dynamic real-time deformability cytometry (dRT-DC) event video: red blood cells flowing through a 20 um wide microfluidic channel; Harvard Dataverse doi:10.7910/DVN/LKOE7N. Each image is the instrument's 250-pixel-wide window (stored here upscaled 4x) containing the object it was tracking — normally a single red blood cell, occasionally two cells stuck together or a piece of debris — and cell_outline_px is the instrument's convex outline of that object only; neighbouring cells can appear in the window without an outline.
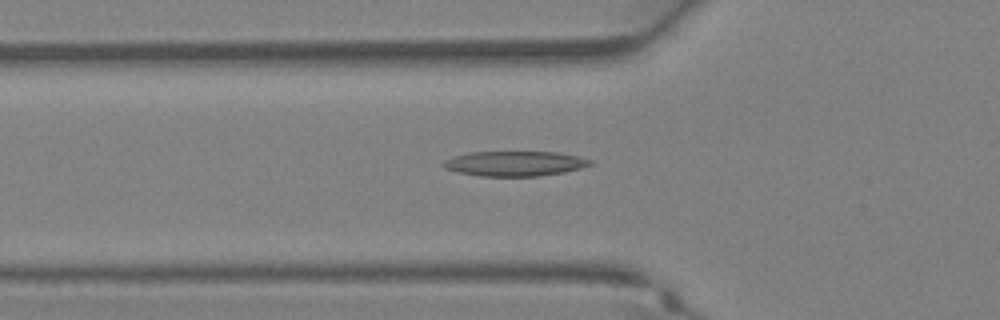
{"species": "Egyptian fruit bat (a non-hibernating species)", "species_latin": "Rousettus aegyptiacus", "temperature_condition": "warm", "stored_images_in_passage": 36, "camera_frame_rate_fps": 3000, "um_per_image_px": 0.085, "animal": {"sex": "female"}, "frame": {"image": 1, "passage_image": 12, "time_ms": 3.667, "image_size_px": [1000, 320], "cell_outline_px": [[592, 164], [580, 168], [564, 172], [540, 176], [480, 176], [456, 172], [444, 168], [440, 164], [444, 160], [452, 156], [468, 152], [556, 152], [580, 156], [592, 160]], "centroid_in_image_um": [43.71, 13.9], "position_along_channel_um": 82.1, "area_um2": 21.56}}
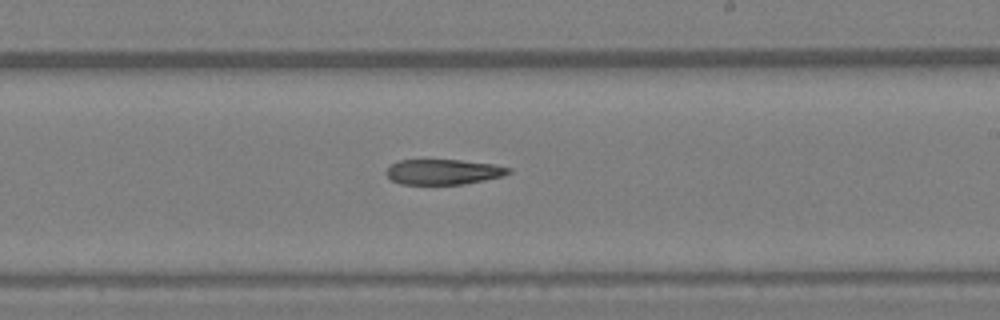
{"frame": {"image": 2, "passage_image": 21, "time_ms": 6.667, "image_size_px": [1000, 320], "cell_outline_px": [[512, 172], [504, 176], [464, 184], [400, 184], [392, 180], [384, 172], [392, 164], [400, 160], [460, 160], [492, 164], [512, 168]], "centroid_in_image_um": [37.71, 14.61], "position_along_channel_um": 251.3, "area_um2": 17.98}}
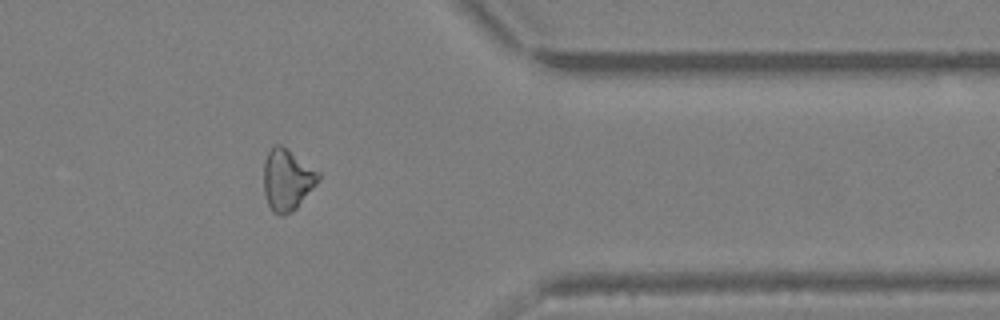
{"frame": {"image": 3, "passage_image": 29, "time_ms": 9.333, "image_size_px": [1000, 320], "cell_outline_px": [[320, 176], [316, 184], [296, 208], [292, 212], [284, 216], [280, 216], [272, 212], [268, 204], [264, 192], [264, 160], [268, 152], [276, 144], [280, 144], [320, 172]], "centroid_in_image_um": [24.39, 15.3], "position_along_channel_um": 387.0, "area_um2": 19.42}}